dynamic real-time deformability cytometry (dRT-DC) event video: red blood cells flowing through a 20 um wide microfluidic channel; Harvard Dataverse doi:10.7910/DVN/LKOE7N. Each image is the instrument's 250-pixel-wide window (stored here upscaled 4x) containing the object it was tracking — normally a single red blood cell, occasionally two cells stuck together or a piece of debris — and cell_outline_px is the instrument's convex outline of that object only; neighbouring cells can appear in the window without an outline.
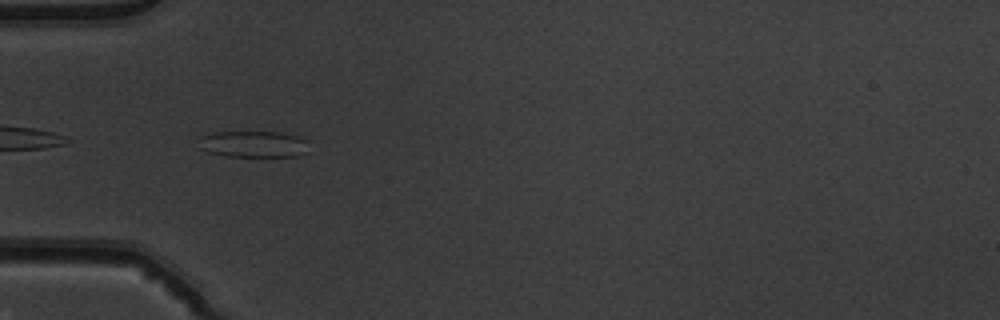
{"species": "common noctule bat (a hibernating species)", "species_latin": "Nyctalus noctula", "temperature_condition": "warm", "stored_images_in_passage": 37, "camera_frame_rate_fps": 3000, "um_per_image_px": 0.085, "animal": {"sex": "male", "body_mass_g": 19.5, "forearm_length_mm": 54.6}, "frame": {"image": 1, "passage_image": 2, "time_ms": 0.333, "image_size_px": [1000, 320], "cell_outline_px": [[308, 152], [296, 156], [224, 156], [208, 152], [200, 148], [200, 136], [212, 132], [280, 132], [300, 136], [308, 140]], "centroid_in_image_um": [21.58, 12.24], "position_along_channel_um": 63.4, "area_um2": 17.17}}
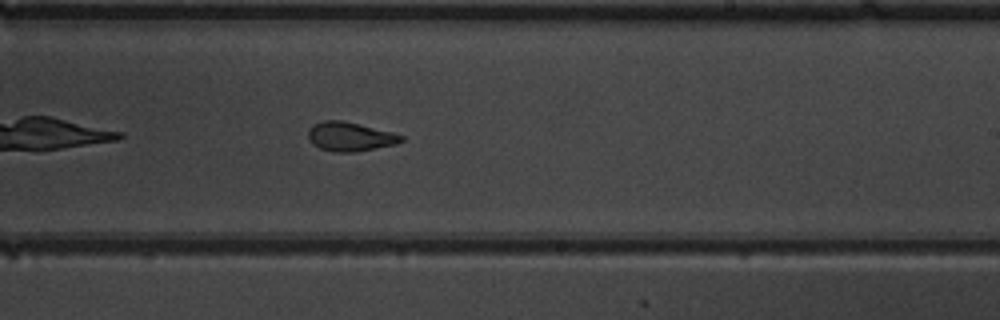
{"frame": {"image": 2, "passage_image": 17, "time_ms": 5.333, "image_size_px": [1000, 320], "cell_outline_px": [[404, 140], [396, 144], [356, 152], [332, 152], [320, 148], [312, 144], [308, 140], [308, 128], [312, 124], [324, 120], [340, 120], [392, 132], [404, 136]], "centroid_in_image_um": [29.71, 11.62], "position_along_channel_um": 259.3, "area_um2": 15.84}}
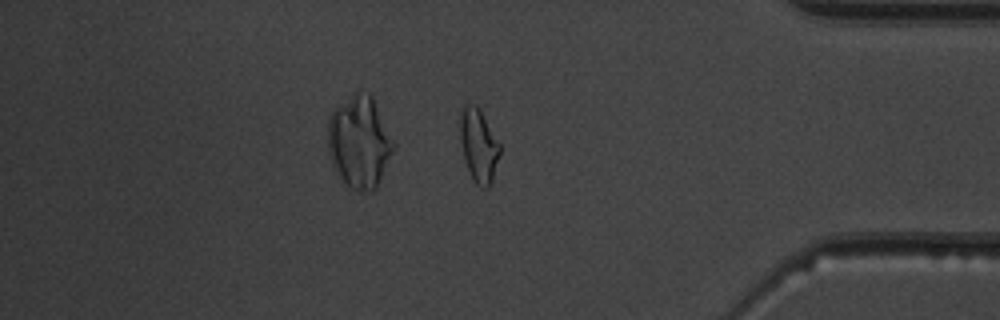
{"frame": {"image": 3, "passage_image": 29, "time_ms": 9.333, "image_size_px": [1000, 320], "cell_outline_px": [[500, 152], [492, 180], [488, 188], [484, 188], [476, 184], [472, 180], [464, 160], [460, 140], [460, 108], [464, 104], [476, 104], [480, 108], [500, 144]], "centroid_in_image_um": [40.66, 12.33], "position_along_channel_um": 394.5, "area_um2": 17.17}, "authors_computed_cell_mechanics": {"area_um2": 16.2418, "velocity_mm_per_s": 3.9634, "shape_relaxation_time_tau1_ms": 7.725, "shape_relaxation_time_tau2_ms": 1.1694, "deformation_change_tau1": 0.2109, "deformation_change_tau2": 0.079}}